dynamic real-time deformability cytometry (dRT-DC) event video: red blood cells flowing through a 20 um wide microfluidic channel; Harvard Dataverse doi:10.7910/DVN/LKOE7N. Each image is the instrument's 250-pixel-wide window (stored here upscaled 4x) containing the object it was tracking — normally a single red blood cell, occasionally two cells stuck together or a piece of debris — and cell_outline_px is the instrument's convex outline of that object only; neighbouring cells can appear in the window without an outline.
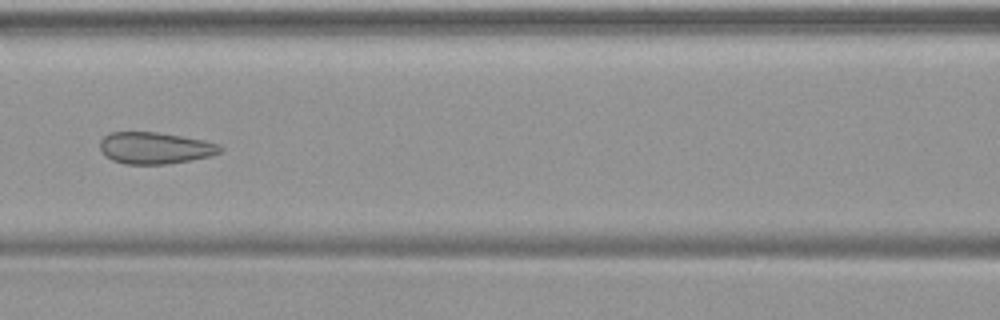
{"species": "common noctule bat (a hibernating species)", "species_latin": "Nyctalus noctula", "temperature_condition": "warm", "stored_images_in_passage": 50, "camera_frame_rate_fps": 3000, "um_per_image_px": 0.085, "animal": {"sex": "female", "body_mass_g": 19.9}, "frame": {"image": 1, "passage_image": 22, "time_ms": 7.0, "image_size_px": [1000, 320], "cell_outline_px": [[224, 148], [220, 152], [212, 156], [192, 160], [164, 164], [124, 164], [112, 160], [104, 156], [100, 148], [100, 140], [108, 132], [156, 132], [204, 140], [220, 144]], "centroid_in_image_um": [13.17, 12.58], "position_along_channel_um": 153.4, "area_um2": 22.37}}
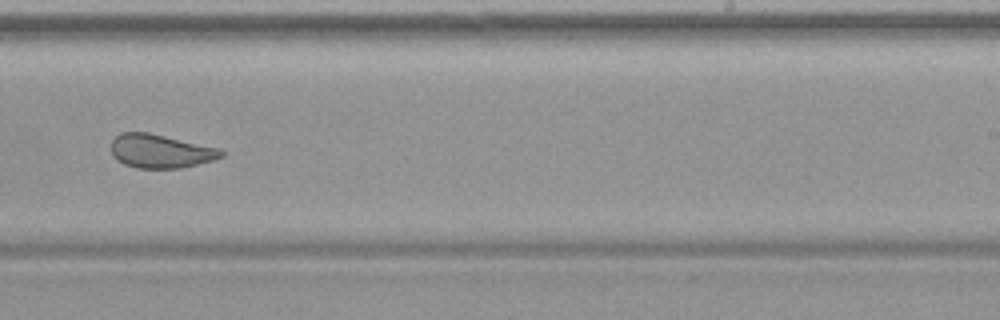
{"frame": {"image": 2, "passage_image": 31, "time_ms": 10.0, "image_size_px": [1000, 320], "cell_outline_px": [[224, 156], [212, 160], [180, 168], [136, 168], [124, 164], [112, 156], [112, 140], [120, 132], [148, 132], [220, 148], [224, 152]], "centroid_in_image_um": [13.63, 12.84], "position_along_channel_um": 275.4, "area_um2": 21.56}}
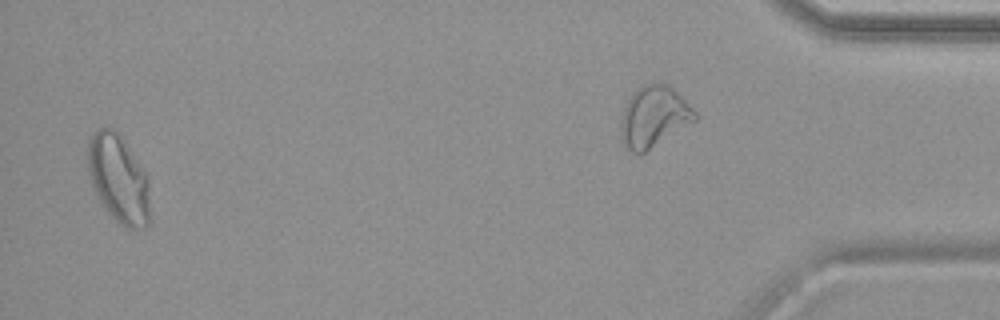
{"frame": {"image": 3, "passage_image": 48, "time_ms": 15.667, "image_size_px": [1000, 320], "cell_outline_px": [[152, 220], [144, 228], [124, 228], [104, 208], [92, 184], [88, 172], [88, 140], [96, 128], [112, 128], [124, 140], [148, 176]], "centroid_in_image_um": [10.11, 15.23], "position_along_channel_um": 425.1, "area_um2": 32.25}}